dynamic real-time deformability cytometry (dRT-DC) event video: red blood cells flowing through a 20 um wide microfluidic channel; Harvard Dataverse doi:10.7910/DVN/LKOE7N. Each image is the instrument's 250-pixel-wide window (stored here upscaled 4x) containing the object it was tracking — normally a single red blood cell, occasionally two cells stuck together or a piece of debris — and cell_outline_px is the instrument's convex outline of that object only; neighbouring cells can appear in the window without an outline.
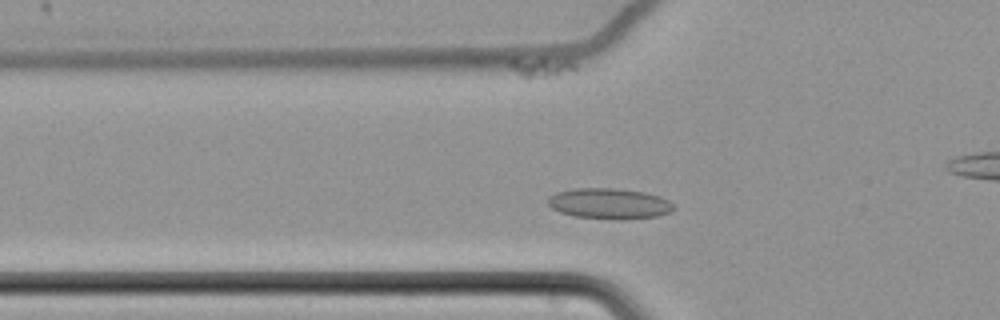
{"species": "common noctule bat (a hibernating species)", "species_latin": "Nyctalus noctula", "temperature_condition": "cold", "stored_images_in_passage": 59, "camera_frame_rate_fps": 3000, "um_per_image_px": 0.085, "animal": {"sex": "female", "body_mass_g": 22.7, "forearm_length_mm": 54.2}, "frame": {"image": 1, "passage_image": 18, "time_ms": 5.667, "image_size_px": [1000, 320], "cell_outline_px": [[672, 208], [668, 212], [656, 216], [576, 216], [560, 212], [552, 208], [548, 204], [548, 196], [556, 192], [576, 188], [616, 188], [644, 192], [660, 196], [668, 200], [672, 204]], "centroid_in_image_um": [51.71, 17.23], "position_along_channel_um": 74.1, "area_um2": 21.15}}
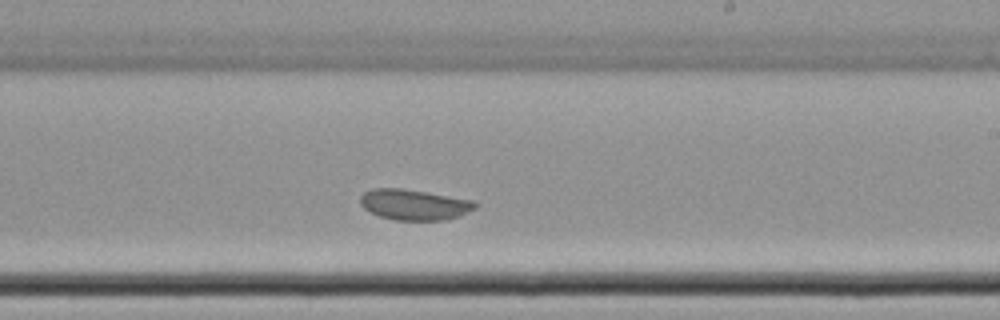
{"frame": {"image": 2, "passage_image": 34, "time_ms": 11.0, "image_size_px": [1000, 320], "cell_outline_px": [[476, 208], [460, 216], [444, 220], [396, 220], [380, 216], [364, 208], [360, 204], [360, 196], [364, 192], [372, 188], [400, 188], [472, 200], [476, 204]], "centroid_in_image_um": [35.18, 17.39], "position_along_channel_um": 253.8, "area_um2": 20.29}}
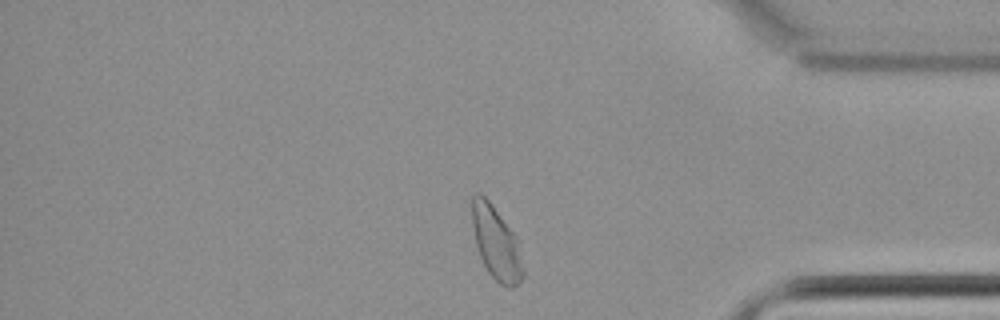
{"frame": {"image": 3, "passage_image": 48, "time_ms": 15.667, "image_size_px": [1000, 320], "cell_outline_px": [[524, 276], [512, 288], [508, 288], [500, 284], [488, 272], [480, 256], [476, 244], [472, 228], [472, 196], [476, 192], [480, 192], [492, 204], [520, 240], [524, 268]], "centroid_in_image_um": [42.21, 20.65], "position_along_channel_um": 393.0, "area_um2": 22.14}, "authors_computed_cell_mechanics": {"area_um2": 21.7906, "velocity_mm_per_s": 3.4087, "shape_relaxation_time_tau1_ms": 3.4408, "shape_relaxation_time_tau2_ms": null, "deformation_change_tau1": 0.0469, "deformation_change_tau2": null}}